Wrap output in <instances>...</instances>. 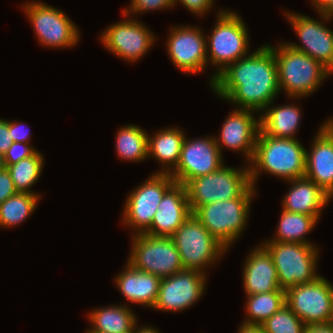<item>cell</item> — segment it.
Here are the masks:
<instances>
[{
  "instance_id": "6da1fadb",
  "label": "cell",
  "mask_w": 333,
  "mask_h": 333,
  "mask_svg": "<svg viewBox=\"0 0 333 333\" xmlns=\"http://www.w3.org/2000/svg\"><path fill=\"white\" fill-rule=\"evenodd\" d=\"M210 89L237 108L263 112L281 92L274 52L266 43L229 64L215 77Z\"/></svg>"
},
{
  "instance_id": "7a4b0ae2",
  "label": "cell",
  "mask_w": 333,
  "mask_h": 333,
  "mask_svg": "<svg viewBox=\"0 0 333 333\" xmlns=\"http://www.w3.org/2000/svg\"><path fill=\"white\" fill-rule=\"evenodd\" d=\"M248 166L254 187L262 171L285 181L305 177L306 149L296 138L272 137L260 129Z\"/></svg>"
},
{
  "instance_id": "3957f363",
  "label": "cell",
  "mask_w": 333,
  "mask_h": 333,
  "mask_svg": "<svg viewBox=\"0 0 333 333\" xmlns=\"http://www.w3.org/2000/svg\"><path fill=\"white\" fill-rule=\"evenodd\" d=\"M267 45L276 59L280 91L287 93L289 99L310 96L332 74L320 62L293 49L286 42Z\"/></svg>"
},
{
  "instance_id": "277c9868",
  "label": "cell",
  "mask_w": 333,
  "mask_h": 333,
  "mask_svg": "<svg viewBox=\"0 0 333 333\" xmlns=\"http://www.w3.org/2000/svg\"><path fill=\"white\" fill-rule=\"evenodd\" d=\"M256 191L251 185L240 197L200 206L192 214L229 250L246 228Z\"/></svg>"
},
{
  "instance_id": "5b68a950",
  "label": "cell",
  "mask_w": 333,
  "mask_h": 333,
  "mask_svg": "<svg viewBox=\"0 0 333 333\" xmlns=\"http://www.w3.org/2000/svg\"><path fill=\"white\" fill-rule=\"evenodd\" d=\"M216 21L210 36L206 37L207 64L210 62L217 68L210 77V86L229 64L248 56L250 51L248 29L237 12L220 9Z\"/></svg>"
},
{
  "instance_id": "8992f818",
  "label": "cell",
  "mask_w": 333,
  "mask_h": 333,
  "mask_svg": "<svg viewBox=\"0 0 333 333\" xmlns=\"http://www.w3.org/2000/svg\"><path fill=\"white\" fill-rule=\"evenodd\" d=\"M270 253L277 269L280 289L315 281L317 262L319 257L318 246L305 245L293 242H263L261 243Z\"/></svg>"
},
{
  "instance_id": "52a82bcc",
  "label": "cell",
  "mask_w": 333,
  "mask_h": 333,
  "mask_svg": "<svg viewBox=\"0 0 333 333\" xmlns=\"http://www.w3.org/2000/svg\"><path fill=\"white\" fill-rule=\"evenodd\" d=\"M251 185L246 164L238 169L222 165L213 173L195 177L185 185L191 213L209 203L240 197Z\"/></svg>"
},
{
  "instance_id": "ba28073f",
  "label": "cell",
  "mask_w": 333,
  "mask_h": 333,
  "mask_svg": "<svg viewBox=\"0 0 333 333\" xmlns=\"http://www.w3.org/2000/svg\"><path fill=\"white\" fill-rule=\"evenodd\" d=\"M171 238L180 254L184 269L197 270L204 274L206 268L218 263L228 251L193 214Z\"/></svg>"
},
{
  "instance_id": "9c48e42d",
  "label": "cell",
  "mask_w": 333,
  "mask_h": 333,
  "mask_svg": "<svg viewBox=\"0 0 333 333\" xmlns=\"http://www.w3.org/2000/svg\"><path fill=\"white\" fill-rule=\"evenodd\" d=\"M132 248L127 262L135 269L166 278L184 270L180 254L171 237L146 233L132 235Z\"/></svg>"
},
{
  "instance_id": "30bf717a",
  "label": "cell",
  "mask_w": 333,
  "mask_h": 333,
  "mask_svg": "<svg viewBox=\"0 0 333 333\" xmlns=\"http://www.w3.org/2000/svg\"><path fill=\"white\" fill-rule=\"evenodd\" d=\"M176 183L170 174L153 173L126 198L122 223L133 231L143 234L151 226L158 205L164 194Z\"/></svg>"
},
{
  "instance_id": "8fae6325",
  "label": "cell",
  "mask_w": 333,
  "mask_h": 333,
  "mask_svg": "<svg viewBox=\"0 0 333 333\" xmlns=\"http://www.w3.org/2000/svg\"><path fill=\"white\" fill-rule=\"evenodd\" d=\"M22 8L40 45L48 48H70L76 46L80 32L75 23L60 9L31 1L23 3Z\"/></svg>"
},
{
  "instance_id": "7c38bea8",
  "label": "cell",
  "mask_w": 333,
  "mask_h": 333,
  "mask_svg": "<svg viewBox=\"0 0 333 333\" xmlns=\"http://www.w3.org/2000/svg\"><path fill=\"white\" fill-rule=\"evenodd\" d=\"M285 304L306 326L330 324L333 284L320 276L313 282L290 287L285 291Z\"/></svg>"
},
{
  "instance_id": "4fadbf2b",
  "label": "cell",
  "mask_w": 333,
  "mask_h": 333,
  "mask_svg": "<svg viewBox=\"0 0 333 333\" xmlns=\"http://www.w3.org/2000/svg\"><path fill=\"white\" fill-rule=\"evenodd\" d=\"M318 13L324 21L286 11L284 15L300 39L301 45L291 42L286 44L320 62L333 74V30L324 25V22L332 19L323 12H317V15Z\"/></svg>"
},
{
  "instance_id": "5bb4252c",
  "label": "cell",
  "mask_w": 333,
  "mask_h": 333,
  "mask_svg": "<svg viewBox=\"0 0 333 333\" xmlns=\"http://www.w3.org/2000/svg\"><path fill=\"white\" fill-rule=\"evenodd\" d=\"M128 19L111 24L102 34L101 43L109 52L129 63L137 62L155 44L156 36L141 21L123 13Z\"/></svg>"
},
{
  "instance_id": "9a60e30c",
  "label": "cell",
  "mask_w": 333,
  "mask_h": 333,
  "mask_svg": "<svg viewBox=\"0 0 333 333\" xmlns=\"http://www.w3.org/2000/svg\"><path fill=\"white\" fill-rule=\"evenodd\" d=\"M224 164L223 155L214 136L203 138L185 137L179 162L170 176L176 183L186 185L191 179L218 170Z\"/></svg>"
},
{
  "instance_id": "2e32d148",
  "label": "cell",
  "mask_w": 333,
  "mask_h": 333,
  "mask_svg": "<svg viewBox=\"0 0 333 333\" xmlns=\"http://www.w3.org/2000/svg\"><path fill=\"white\" fill-rule=\"evenodd\" d=\"M206 274L197 270H181L162 278L156 302L152 309L180 312L188 309L204 295Z\"/></svg>"
},
{
  "instance_id": "e0dca14e",
  "label": "cell",
  "mask_w": 333,
  "mask_h": 333,
  "mask_svg": "<svg viewBox=\"0 0 333 333\" xmlns=\"http://www.w3.org/2000/svg\"><path fill=\"white\" fill-rule=\"evenodd\" d=\"M200 27H171L167 37V54L177 69L184 73L204 72L207 66L206 34Z\"/></svg>"
},
{
  "instance_id": "ac0fdd59",
  "label": "cell",
  "mask_w": 333,
  "mask_h": 333,
  "mask_svg": "<svg viewBox=\"0 0 333 333\" xmlns=\"http://www.w3.org/2000/svg\"><path fill=\"white\" fill-rule=\"evenodd\" d=\"M227 116L222 125L219 137H215V142L220 149L226 147L229 150L241 151L244 154L247 165L251 162L256 140L260 131L259 119L254 117L255 111L236 108Z\"/></svg>"
},
{
  "instance_id": "d6986e66",
  "label": "cell",
  "mask_w": 333,
  "mask_h": 333,
  "mask_svg": "<svg viewBox=\"0 0 333 333\" xmlns=\"http://www.w3.org/2000/svg\"><path fill=\"white\" fill-rule=\"evenodd\" d=\"M191 214L186 186L175 183L164 194L151 226L145 233L156 237H171Z\"/></svg>"
},
{
  "instance_id": "ffe728a7",
  "label": "cell",
  "mask_w": 333,
  "mask_h": 333,
  "mask_svg": "<svg viewBox=\"0 0 333 333\" xmlns=\"http://www.w3.org/2000/svg\"><path fill=\"white\" fill-rule=\"evenodd\" d=\"M242 274L246 295L268 293L280 289L273 259L261 243L249 252Z\"/></svg>"
},
{
  "instance_id": "44dd1931",
  "label": "cell",
  "mask_w": 333,
  "mask_h": 333,
  "mask_svg": "<svg viewBox=\"0 0 333 333\" xmlns=\"http://www.w3.org/2000/svg\"><path fill=\"white\" fill-rule=\"evenodd\" d=\"M310 151L306 150L305 177L333 199V138L320 126Z\"/></svg>"
},
{
  "instance_id": "7402d4cb",
  "label": "cell",
  "mask_w": 333,
  "mask_h": 333,
  "mask_svg": "<svg viewBox=\"0 0 333 333\" xmlns=\"http://www.w3.org/2000/svg\"><path fill=\"white\" fill-rule=\"evenodd\" d=\"M286 182L291 186L283 198L282 209L314 216L319 221L322 209L332 198L307 177Z\"/></svg>"
},
{
  "instance_id": "603a6c76",
  "label": "cell",
  "mask_w": 333,
  "mask_h": 333,
  "mask_svg": "<svg viewBox=\"0 0 333 333\" xmlns=\"http://www.w3.org/2000/svg\"><path fill=\"white\" fill-rule=\"evenodd\" d=\"M116 275L115 284L125 297L133 304L153 308L159 292L161 278L148 272L133 268L128 262Z\"/></svg>"
},
{
  "instance_id": "cb8c5ba5",
  "label": "cell",
  "mask_w": 333,
  "mask_h": 333,
  "mask_svg": "<svg viewBox=\"0 0 333 333\" xmlns=\"http://www.w3.org/2000/svg\"><path fill=\"white\" fill-rule=\"evenodd\" d=\"M184 130L168 127L158 130L154 136L148 134V158L156 159L161 166L158 172L170 174L177 166L186 135Z\"/></svg>"
},
{
  "instance_id": "d4e9b609",
  "label": "cell",
  "mask_w": 333,
  "mask_h": 333,
  "mask_svg": "<svg viewBox=\"0 0 333 333\" xmlns=\"http://www.w3.org/2000/svg\"><path fill=\"white\" fill-rule=\"evenodd\" d=\"M270 103L260 116V128L268 136L277 138H296L302 115L296 104L272 106ZM272 106V107H271Z\"/></svg>"
},
{
  "instance_id": "484cf974",
  "label": "cell",
  "mask_w": 333,
  "mask_h": 333,
  "mask_svg": "<svg viewBox=\"0 0 333 333\" xmlns=\"http://www.w3.org/2000/svg\"><path fill=\"white\" fill-rule=\"evenodd\" d=\"M124 305L91 309L87 315L91 322L89 330L94 333H132L138 318L129 305Z\"/></svg>"
},
{
  "instance_id": "4316f807",
  "label": "cell",
  "mask_w": 333,
  "mask_h": 333,
  "mask_svg": "<svg viewBox=\"0 0 333 333\" xmlns=\"http://www.w3.org/2000/svg\"><path fill=\"white\" fill-rule=\"evenodd\" d=\"M277 224L275 238L264 240V242H293L305 245H314L305 237L316 228L318 220L314 216L302 213L289 212L282 209L281 216Z\"/></svg>"
},
{
  "instance_id": "83f0119b",
  "label": "cell",
  "mask_w": 333,
  "mask_h": 333,
  "mask_svg": "<svg viewBox=\"0 0 333 333\" xmlns=\"http://www.w3.org/2000/svg\"><path fill=\"white\" fill-rule=\"evenodd\" d=\"M116 155L121 160L142 162L148 160V134L134 124L122 126L116 133Z\"/></svg>"
},
{
  "instance_id": "f1b7e54d",
  "label": "cell",
  "mask_w": 333,
  "mask_h": 333,
  "mask_svg": "<svg viewBox=\"0 0 333 333\" xmlns=\"http://www.w3.org/2000/svg\"><path fill=\"white\" fill-rule=\"evenodd\" d=\"M41 194L18 192L0 204V227L14 228L23 223L33 212Z\"/></svg>"
},
{
  "instance_id": "f546056e",
  "label": "cell",
  "mask_w": 333,
  "mask_h": 333,
  "mask_svg": "<svg viewBox=\"0 0 333 333\" xmlns=\"http://www.w3.org/2000/svg\"><path fill=\"white\" fill-rule=\"evenodd\" d=\"M245 324L261 325L285 304V290L246 295Z\"/></svg>"
},
{
  "instance_id": "4dcf8cb0",
  "label": "cell",
  "mask_w": 333,
  "mask_h": 333,
  "mask_svg": "<svg viewBox=\"0 0 333 333\" xmlns=\"http://www.w3.org/2000/svg\"><path fill=\"white\" fill-rule=\"evenodd\" d=\"M44 155L37 151L33 156L7 166L17 192L34 193L31 189L41 177L44 168Z\"/></svg>"
},
{
  "instance_id": "1f68e13d",
  "label": "cell",
  "mask_w": 333,
  "mask_h": 333,
  "mask_svg": "<svg viewBox=\"0 0 333 333\" xmlns=\"http://www.w3.org/2000/svg\"><path fill=\"white\" fill-rule=\"evenodd\" d=\"M264 333H304L305 323L284 304L261 324Z\"/></svg>"
},
{
  "instance_id": "d6a6232c",
  "label": "cell",
  "mask_w": 333,
  "mask_h": 333,
  "mask_svg": "<svg viewBox=\"0 0 333 333\" xmlns=\"http://www.w3.org/2000/svg\"><path fill=\"white\" fill-rule=\"evenodd\" d=\"M130 4L122 12L126 15H138L154 10H168L174 8V0H130ZM138 13V14H137Z\"/></svg>"
},
{
  "instance_id": "836d02e7",
  "label": "cell",
  "mask_w": 333,
  "mask_h": 333,
  "mask_svg": "<svg viewBox=\"0 0 333 333\" xmlns=\"http://www.w3.org/2000/svg\"><path fill=\"white\" fill-rule=\"evenodd\" d=\"M38 150L30 144L13 142L4 154L5 168L33 156Z\"/></svg>"
},
{
  "instance_id": "e575fe53",
  "label": "cell",
  "mask_w": 333,
  "mask_h": 333,
  "mask_svg": "<svg viewBox=\"0 0 333 333\" xmlns=\"http://www.w3.org/2000/svg\"><path fill=\"white\" fill-rule=\"evenodd\" d=\"M178 2L185 6L191 13L203 17L205 13L207 14V12L212 9L215 0H174V6L177 5Z\"/></svg>"
},
{
  "instance_id": "d590c367",
  "label": "cell",
  "mask_w": 333,
  "mask_h": 333,
  "mask_svg": "<svg viewBox=\"0 0 333 333\" xmlns=\"http://www.w3.org/2000/svg\"><path fill=\"white\" fill-rule=\"evenodd\" d=\"M17 192L7 168L0 170V204Z\"/></svg>"
},
{
  "instance_id": "8d00e7d4",
  "label": "cell",
  "mask_w": 333,
  "mask_h": 333,
  "mask_svg": "<svg viewBox=\"0 0 333 333\" xmlns=\"http://www.w3.org/2000/svg\"><path fill=\"white\" fill-rule=\"evenodd\" d=\"M24 122H17V120L9 121V131L13 142H22L30 144V130L23 125ZM28 127V126H27Z\"/></svg>"
},
{
  "instance_id": "74e56055",
  "label": "cell",
  "mask_w": 333,
  "mask_h": 333,
  "mask_svg": "<svg viewBox=\"0 0 333 333\" xmlns=\"http://www.w3.org/2000/svg\"><path fill=\"white\" fill-rule=\"evenodd\" d=\"M13 143L10 131L9 120L0 118V153L5 154Z\"/></svg>"
},
{
  "instance_id": "f35d334b",
  "label": "cell",
  "mask_w": 333,
  "mask_h": 333,
  "mask_svg": "<svg viewBox=\"0 0 333 333\" xmlns=\"http://www.w3.org/2000/svg\"><path fill=\"white\" fill-rule=\"evenodd\" d=\"M304 333H333V324L309 325L305 327Z\"/></svg>"
},
{
  "instance_id": "ab89813d",
  "label": "cell",
  "mask_w": 333,
  "mask_h": 333,
  "mask_svg": "<svg viewBox=\"0 0 333 333\" xmlns=\"http://www.w3.org/2000/svg\"><path fill=\"white\" fill-rule=\"evenodd\" d=\"M237 331L238 333H264V329L261 325L245 323H241Z\"/></svg>"
},
{
  "instance_id": "60d3db41",
  "label": "cell",
  "mask_w": 333,
  "mask_h": 333,
  "mask_svg": "<svg viewBox=\"0 0 333 333\" xmlns=\"http://www.w3.org/2000/svg\"><path fill=\"white\" fill-rule=\"evenodd\" d=\"M139 326L136 324L132 330V333H160L157 329L153 328L152 326Z\"/></svg>"
},
{
  "instance_id": "b9f144b4",
  "label": "cell",
  "mask_w": 333,
  "mask_h": 333,
  "mask_svg": "<svg viewBox=\"0 0 333 333\" xmlns=\"http://www.w3.org/2000/svg\"><path fill=\"white\" fill-rule=\"evenodd\" d=\"M332 0H311L314 10L321 12Z\"/></svg>"
},
{
  "instance_id": "7bdbcfd3",
  "label": "cell",
  "mask_w": 333,
  "mask_h": 333,
  "mask_svg": "<svg viewBox=\"0 0 333 333\" xmlns=\"http://www.w3.org/2000/svg\"><path fill=\"white\" fill-rule=\"evenodd\" d=\"M322 127L328 132V134L333 138V117L329 118L322 124Z\"/></svg>"
},
{
  "instance_id": "ee69618b",
  "label": "cell",
  "mask_w": 333,
  "mask_h": 333,
  "mask_svg": "<svg viewBox=\"0 0 333 333\" xmlns=\"http://www.w3.org/2000/svg\"><path fill=\"white\" fill-rule=\"evenodd\" d=\"M332 19L333 17V0L321 11Z\"/></svg>"
},
{
  "instance_id": "f6af8a7d",
  "label": "cell",
  "mask_w": 333,
  "mask_h": 333,
  "mask_svg": "<svg viewBox=\"0 0 333 333\" xmlns=\"http://www.w3.org/2000/svg\"><path fill=\"white\" fill-rule=\"evenodd\" d=\"M5 168L4 155L0 153V170Z\"/></svg>"
},
{
  "instance_id": "bcb514c9",
  "label": "cell",
  "mask_w": 333,
  "mask_h": 333,
  "mask_svg": "<svg viewBox=\"0 0 333 333\" xmlns=\"http://www.w3.org/2000/svg\"><path fill=\"white\" fill-rule=\"evenodd\" d=\"M331 323L333 324V306H332V318H331Z\"/></svg>"
},
{
  "instance_id": "7dc6e473",
  "label": "cell",
  "mask_w": 333,
  "mask_h": 333,
  "mask_svg": "<svg viewBox=\"0 0 333 333\" xmlns=\"http://www.w3.org/2000/svg\"><path fill=\"white\" fill-rule=\"evenodd\" d=\"M86 333H94V332H92V331H90V330L88 329V331H86Z\"/></svg>"
}]
</instances>
